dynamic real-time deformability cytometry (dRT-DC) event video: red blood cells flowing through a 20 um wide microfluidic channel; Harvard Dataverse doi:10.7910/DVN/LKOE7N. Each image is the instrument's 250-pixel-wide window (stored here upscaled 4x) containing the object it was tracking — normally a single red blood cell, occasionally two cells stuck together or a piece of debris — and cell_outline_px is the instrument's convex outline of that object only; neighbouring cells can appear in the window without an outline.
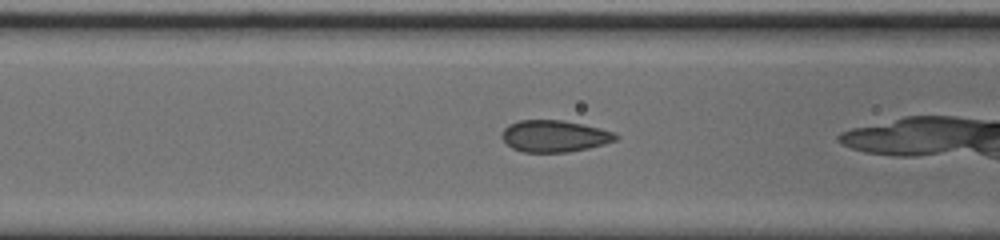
{"species": "common noctule bat (a hibernating species)", "species_latin": "Nyctalus noctula", "temperature_condition": "cold", "stored_images_in_passage": 34, "camera_frame_rate_fps": 3000, "um_per_image_px": 0.085, "animal": {"sex": "male", "body_mass_g": 20.0, "forearm_length_mm": 53.3}, "frame": {"image": 1, "passage_image": 13, "time_ms": 4.0, "image_size_px": [1000, 240], "cell_outline_px": [[620, 136], [616, 140], [604, 144], [588, 148], [568, 152], [524, 152], [512, 148], [500, 136], [504, 128], [508, 124], [520, 120], [564, 120], [584, 124], [616, 132]], "centroid_in_image_um": [47.15, 11.56], "position_along_channel_um": 119.5, "area_um2": 21.21}}
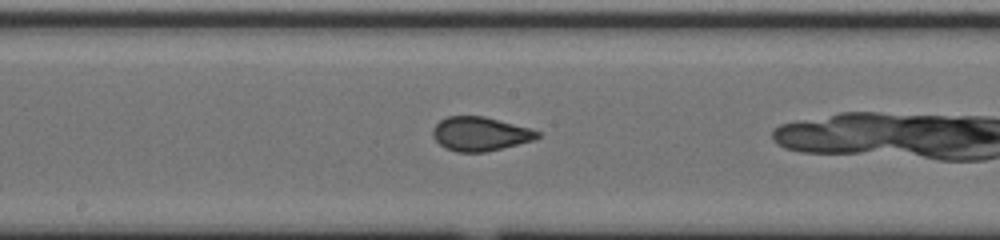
{"frame": {"image": 2, "passage_image": 20, "time_ms": 6.333, "image_size_px": [1000, 240], "cell_outline_px": [[540, 136], [536, 140], [484, 152], [456, 152], [444, 148], [432, 136], [432, 128], [440, 120], [448, 116], [484, 116], [528, 128], [540, 132]], "centroid_in_image_um": [40.79, 11.38], "position_along_channel_um": 207.4, "area_um2": 20.69}}
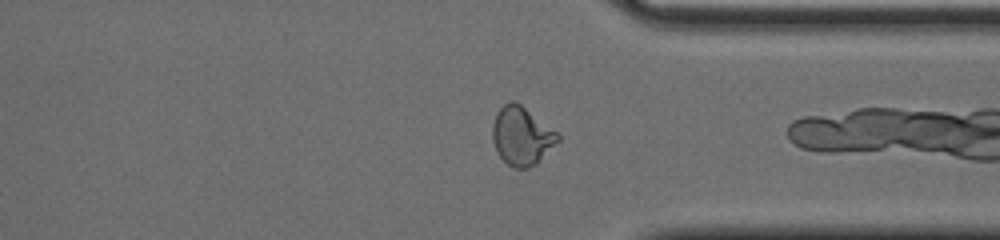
{"frame": {"image": 3, "passage_image": 33, "time_ms": 10.667, "image_size_px": [1000, 240], "cell_outline_px": [[560, 140], [536, 164], [528, 168], [512, 168], [496, 152], [492, 140], [492, 124], [496, 112], [508, 100], [512, 100], [520, 104], [560, 132]], "centroid_in_image_um": [44.35, 11.54], "position_along_channel_um": 367.0, "area_um2": 22.6}}